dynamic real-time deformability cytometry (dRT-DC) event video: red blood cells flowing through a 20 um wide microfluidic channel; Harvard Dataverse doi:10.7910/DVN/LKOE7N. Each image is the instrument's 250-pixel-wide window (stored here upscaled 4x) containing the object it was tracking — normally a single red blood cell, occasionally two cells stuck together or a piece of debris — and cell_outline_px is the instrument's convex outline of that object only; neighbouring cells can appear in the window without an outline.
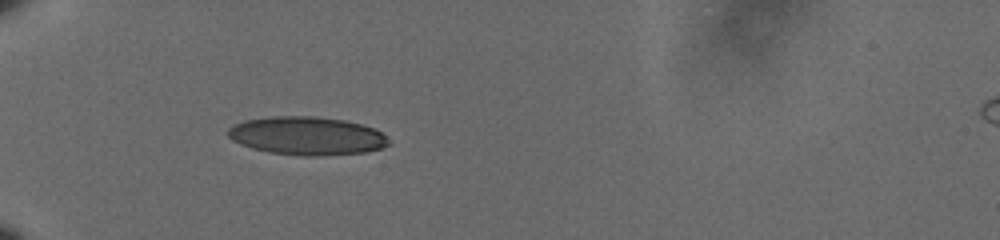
{"species": "human", "species_latin": "Homo sapiens", "temperature_condition": "cold", "stored_images_in_passage": 39, "camera_frame_rate_fps": 3000, "um_per_image_px": 0.085, "donor": {"sex": "male"}, "frame": {"image": 1, "passage_image": 1, "time_ms": 0.0, "image_size_px": [1000, 240], "cell_outline_px": [[392, 144], [384, 148], [364, 152], [324, 156], [300, 156], [268, 152], [252, 148], [240, 144], [232, 140], [228, 136], [228, 128], [232, 124], [244, 120], [272, 116], [316, 116], [344, 120], [360, 124], [372, 128], [380, 132]], "centroid_in_image_um": [26.06, 11.55], "position_along_channel_um": 58.9, "area_um2": 36.13}}
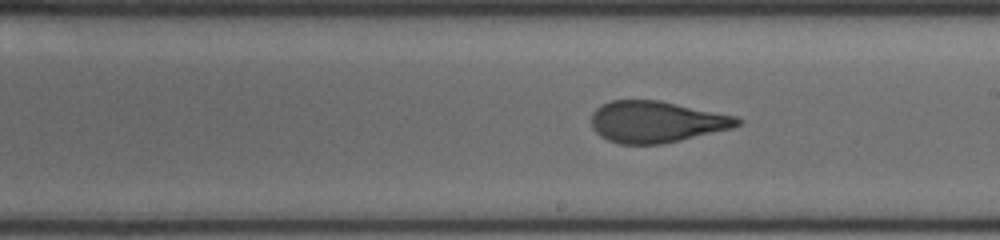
{"frame": {"image": 2, "passage_image": 17, "time_ms": 5.333, "image_size_px": [1000, 240], "cell_outline_px": [[744, 120], [740, 124], [732, 128], [664, 144], [620, 144], [608, 140], [600, 136], [592, 128], [592, 112], [600, 104], [612, 100], [660, 100], [736, 116]], "centroid_in_image_um": [55.78, 10.35], "position_along_channel_um": 233.2, "area_um2": 35.43}}
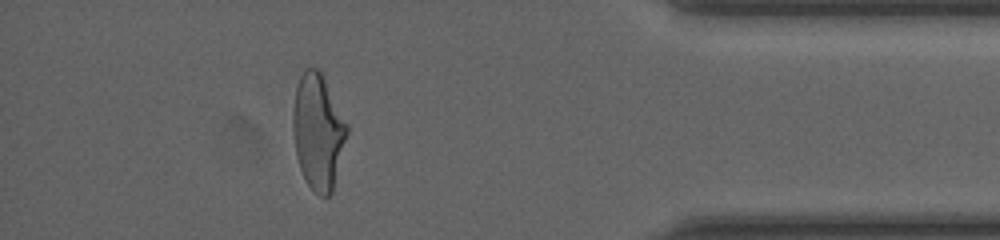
{"frame": {"image": 3, "passage_image": 34, "time_ms": 11.0, "image_size_px": [1000, 240], "cell_outline_px": [[348, 132], [332, 192], [328, 196], [320, 196], [308, 184], [300, 168], [296, 152], [292, 128], [292, 116], [296, 88], [300, 76], [308, 68], [316, 68], [320, 72], [348, 124]], "centroid_in_image_um": [27.03, 11.2], "position_along_channel_um": 408.2, "area_um2": 35.72}, "authors_computed_cell_mechanics": {"area_um2": 35.7204, "velocity_mm_per_s": 3.6181, "shape_relaxation_time_tau1_ms": 6.0402, "shape_relaxation_time_tau2_ms": 1.0153, "deformation_change_tau1": 0.1951, "deformation_change_tau2": 0.0817}}